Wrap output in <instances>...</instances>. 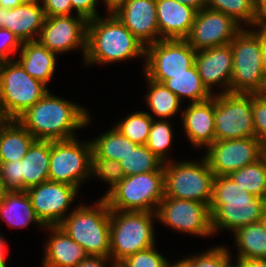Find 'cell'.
I'll return each instance as SVG.
<instances>
[{
	"mask_svg": "<svg viewBox=\"0 0 266 267\" xmlns=\"http://www.w3.org/2000/svg\"><path fill=\"white\" fill-rule=\"evenodd\" d=\"M88 111L71 101L58 98L49 91L17 120L36 138L58 141L75 138L78 128L90 123Z\"/></svg>",
	"mask_w": 266,
	"mask_h": 267,
	"instance_id": "6da1fadb",
	"label": "cell"
},
{
	"mask_svg": "<svg viewBox=\"0 0 266 267\" xmlns=\"http://www.w3.org/2000/svg\"><path fill=\"white\" fill-rule=\"evenodd\" d=\"M209 207L213 235L219 228L234 233L243 226L264 219L266 199L238 186L229 175H221L214 177Z\"/></svg>",
	"mask_w": 266,
	"mask_h": 267,
	"instance_id": "7a4b0ae2",
	"label": "cell"
},
{
	"mask_svg": "<svg viewBox=\"0 0 266 267\" xmlns=\"http://www.w3.org/2000/svg\"><path fill=\"white\" fill-rule=\"evenodd\" d=\"M146 46L112 13L108 18L98 16L87 23L85 64L111 62L145 57Z\"/></svg>",
	"mask_w": 266,
	"mask_h": 267,
	"instance_id": "3957f363",
	"label": "cell"
},
{
	"mask_svg": "<svg viewBox=\"0 0 266 267\" xmlns=\"http://www.w3.org/2000/svg\"><path fill=\"white\" fill-rule=\"evenodd\" d=\"M88 255L110 257V208L104 198L75 207L58 225Z\"/></svg>",
	"mask_w": 266,
	"mask_h": 267,
	"instance_id": "277c9868",
	"label": "cell"
},
{
	"mask_svg": "<svg viewBox=\"0 0 266 267\" xmlns=\"http://www.w3.org/2000/svg\"><path fill=\"white\" fill-rule=\"evenodd\" d=\"M165 172L152 171L125 176L103 198L110 210L156 213L165 197Z\"/></svg>",
	"mask_w": 266,
	"mask_h": 267,
	"instance_id": "5b68a950",
	"label": "cell"
},
{
	"mask_svg": "<svg viewBox=\"0 0 266 267\" xmlns=\"http://www.w3.org/2000/svg\"><path fill=\"white\" fill-rule=\"evenodd\" d=\"M154 212L110 210V257L120 263L126 257L155 244Z\"/></svg>",
	"mask_w": 266,
	"mask_h": 267,
	"instance_id": "8992f818",
	"label": "cell"
},
{
	"mask_svg": "<svg viewBox=\"0 0 266 267\" xmlns=\"http://www.w3.org/2000/svg\"><path fill=\"white\" fill-rule=\"evenodd\" d=\"M233 69L230 80L231 93L259 94L266 75L261 63L260 37L243 28L230 43Z\"/></svg>",
	"mask_w": 266,
	"mask_h": 267,
	"instance_id": "52a82bcc",
	"label": "cell"
},
{
	"mask_svg": "<svg viewBox=\"0 0 266 267\" xmlns=\"http://www.w3.org/2000/svg\"><path fill=\"white\" fill-rule=\"evenodd\" d=\"M48 90L46 84L31 77L17 61H1L0 102L9 120H17Z\"/></svg>",
	"mask_w": 266,
	"mask_h": 267,
	"instance_id": "ba28073f",
	"label": "cell"
},
{
	"mask_svg": "<svg viewBox=\"0 0 266 267\" xmlns=\"http://www.w3.org/2000/svg\"><path fill=\"white\" fill-rule=\"evenodd\" d=\"M164 172L165 197L199 201L209 206L215 175L205 157L198 163L169 160L164 163Z\"/></svg>",
	"mask_w": 266,
	"mask_h": 267,
	"instance_id": "9c48e42d",
	"label": "cell"
},
{
	"mask_svg": "<svg viewBox=\"0 0 266 267\" xmlns=\"http://www.w3.org/2000/svg\"><path fill=\"white\" fill-rule=\"evenodd\" d=\"M215 141L255 138L252 94H214Z\"/></svg>",
	"mask_w": 266,
	"mask_h": 267,
	"instance_id": "30bf717a",
	"label": "cell"
},
{
	"mask_svg": "<svg viewBox=\"0 0 266 267\" xmlns=\"http://www.w3.org/2000/svg\"><path fill=\"white\" fill-rule=\"evenodd\" d=\"M196 51L186 39H161L145 48L146 78L163 83L172 75L186 73L195 64Z\"/></svg>",
	"mask_w": 266,
	"mask_h": 267,
	"instance_id": "8fae6325",
	"label": "cell"
},
{
	"mask_svg": "<svg viewBox=\"0 0 266 267\" xmlns=\"http://www.w3.org/2000/svg\"><path fill=\"white\" fill-rule=\"evenodd\" d=\"M77 140L51 141L49 180L79 189L82 181L91 176L92 144Z\"/></svg>",
	"mask_w": 266,
	"mask_h": 267,
	"instance_id": "7c38bea8",
	"label": "cell"
},
{
	"mask_svg": "<svg viewBox=\"0 0 266 267\" xmlns=\"http://www.w3.org/2000/svg\"><path fill=\"white\" fill-rule=\"evenodd\" d=\"M156 215L157 220L178 232L199 237L213 234L210 207L206 203L164 197Z\"/></svg>",
	"mask_w": 266,
	"mask_h": 267,
	"instance_id": "4fadbf2b",
	"label": "cell"
},
{
	"mask_svg": "<svg viewBox=\"0 0 266 267\" xmlns=\"http://www.w3.org/2000/svg\"><path fill=\"white\" fill-rule=\"evenodd\" d=\"M206 149L203 157L215 176L229 175L263 157L256 137L214 141Z\"/></svg>",
	"mask_w": 266,
	"mask_h": 267,
	"instance_id": "5bb4252c",
	"label": "cell"
},
{
	"mask_svg": "<svg viewBox=\"0 0 266 267\" xmlns=\"http://www.w3.org/2000/svg\"><path fill=\"white\" fill-rule=\"evenodd\" d=\"M87 23L81 15H62L45 18L37 41L55 54L81 47L84 59L87 51Z\"/></svg>",
	"mask_w": 266,
	"mask_h": 267,
	"instance_id": "9a60e30c",
	"label": "cell"
},
{
	"mask_svg": "<svg viewBox=\"0 0 266 267\" xmlns=\"http://www.w3.org/2000/svg\"><path fill=\"white\" fill-rule=\"evenodd\" d=\"M77 187L47 180L26 190L36 216L46 226H58L78 194Z\"/></svg>",
	"mask_w": 266,
	"mask_h": 267,
	"instance_id": "2e32d148",
	"label": "cell"
},
{
	"mask_svg": "<svg viewBox=\"0 0 266 267\" xmlns=\"http://www.w3.org/2000/svg\"><path fill=\"white\" fill-rule=\"evenodd\" d=\"M243 29L230 16L205 7L196 14L188 43L195 51L230 44L234 37Z\"/></svg>",
	"mask_w": 266,
	"mask_h": 267,
	"instance_id": "e0dca14e",
	"label": "cell"
},
{
	"mask_svg": "<svg viewBox=\"0 0 266 267\" xmlns=\"http://www.w3.org/2000/svg\"><path fill=\"white\" fill-rule=\"evenodd\" d=\"M111 12L145 46L159 40L156 0H126Z\"/></svg>",
	"mask_w": 266,
	"mask_h": 267,
	"instance_id": "ac0fdd59",
	"label": "cell"
},
{
	"mask_svg": "<svg viewBox=\"0 0 266 267\" xmlns=\"http://www.w3.org/2000/svg\"><path fill=\"white\" fill-rule=\"evenodd\" d=\"M195 66L206 88L212 92L215 85L223 87L221 93L230 92L233 54L230 44L196 51Z\"/></svg>",
	"mask_w": 266,
	"mask_h": 267,
	"instance_id": "d6986e66",
	"label": "cell"
},
{
	"mask_svg": "<svg viewBox=\"0 0 266 267\" xmlns=\"http://www.w3.org/2000/svg\"><path fill=\"white\" fill-rule=\"evenodd\" d=\"M159 40L186 39L197 10L177 0H156Z\"/></svg>",
	"mask_w": 266,
	"mask_h": 267,
	"instance_id": "ffe728a7",
	"label": "cell"
},
{
	"mask_svg": "<svg viewBox=\"0 0 266 267\" xmlns=\"http://www.w3.org/2000/svg\"><path fill=\"white\" fill-rule=\"evenodd\" d=\"M181 117L185 133L194 147L205 145L207 148L215 141L214 95L209 100L190 103Z\"/></svg>",
	"mask_w": 266,
	"mask_h": 267,
	"instance_id": "44dd1931",
	"label": "cell"
},
{
	"mask_svg": "<svg viewBox=\"0 0 266 267\" xmlns=\"http://www.w3.org/2000/svg\"><path fill=\"white\" fill-rule=\"evenodd\" d=\"M46 15L39 0H28L15 8H6L5 28L24 42L37 41ZM37 35V36H36Z\"/></svg>",
	"mask_w": 266,
	"mask_h": 267,
	"instance_id": "7402d4cb",
	"label": "cell"
},
{
	"mask_svg": "<svg viewBox=\"0 0 266 267\" xmlns=\"http://www.w3.org/2000/svg\"><path fill=\"white\" fill-rule=\"evenodd\" d=\"M52 235L44 249L43 267H76L88 254L58 226H46Z\"/></svg>",
	"mask_w": 266,
	"mask_h": 267,
	"instance_id": "603a6c76",
	"label": "cell"
},
{
	"mask_svg": "<svg viewBox=\"0 0 266 267\" xmlns=\"http://www.w3.org/2000/svg\"><path fill=\"white\" fill-rule=\"evenodd\" d=\"M51 141L36 140L21 160V191L49 180Z\"/></svg>",
	"mask_w": 266,
	"mask_h": 267,
	"instance_id": "cb8c5ba5",
	"label": "cell"
},
{
	"mask_svg": "<svg viewBox=\"0 0 266 267\" xmlns=\"http://www.w3.org/2000/svg\"><path fill=\"white\" fill-rule=\"evenodd\" d=\"M56 55L38 41H29L22 44L16 61L31 77L48 85L55 71Z\"/></svg>",
	"mask_w": 266,
	"mask_h": 267,
	"instance_id": "d4e9b609",
	"label": "cell"
},
{
	"mask_svg": "<svg viewBox=\"0 0 266 267\" xmlns=\"http://www.w3.org/2000/svg\"><path fill=\"white\" fill-rule=\"evenodd\" d=\"M36 138L18 121L0 127V162L22 160Z\"/></svg>",
	"mask_w": 266,
	"mask_h": 267,
	"instance_id": "484cf974",
	"label": "cell"
},
{
	"mask_svg": "<svg viewBox=\"0 0 266 267\" xmlns=\"http://www.w3.org/2000/svg\"><path fill=\"white\" fill-rule=\"evenodd\" d=\"M0 219H4L10 227H26L29 223H41L35 214L26 191H8L0 202Z\"/></svg>",
	"mask_w": 266,
	"mask_h": 267,
	"instance_id": "4316f807",
	"label": "cell"
},
{
	"mask_svg": "<svg viewBox=\"0 0 266 267\" xmlns=\"http://www.w3.org/2000/svg\"><path fill=\"white\" fill-rule=\"evenodd\" d=\"M237 259H266V222L260 220L234 232Z\"/></svg>",
	"mask_w": 266,
	"mask_h": 267,
	"instance_id": "83f0119b",
	"label": "cell"
},
{
	"mask_svg": "<svg viewBox=\"0 0 266 267\" xmlns=\"http://www.w3.org/2000/svg\"><path fill=\"white\" fill-rule=\"evenodd\" d=\"M163 84L180 100L184 97L190 98L191 103L209 100L214 95L203 84L195 64L187 69L186 73L172 75V78L166 79Z\"/></svg>",
	"mask_w": 266,
	"mask_h": 267,
	"instance_id": "f1b7e54d",
	"label": "cell"
},
{
	"mask_svg": "<svg viewBox=\"0 0 266 267\" xmlns=\"http://www.w3.org/2000/svg\"><path fill=\"white\" fill-rule=\"evenodd\" d=\"M90 141L92 144V153L96 157L115 160L117 162L124 159L132 148L138 146L123 136L116 127Z\"/></svg>",
	"mask_w": 266,
	"mask_h": 267,
	"instance_id": "f546056e",
	"label": "cell"
},
{
	"mask_svg": "<svg viewBox=\"0 0 266 267\" xmlns=\"http://www.w3.org/2000/svg\"><path fill=\"white\" fill-rule=\"evenodd\" d=\"M149 92L145 96L149 109L155 116L167 120L175 115L180 107L181 100L163 83L147 78Z\"/></svg>",
	"mask_w": 266,
	"mask_h": 267,
	"instance_id": "4dcf8cb0",
	"label": "cell"
},
{
	"mask_svg": "<svg viewBox=\"0 0 266 267\" xmlns=\"http://www.w3.org/2000/svg\"><path fill=\"white\" fill-rule=\"evenodd\" d=\"M229 176L249 193L266 199V160L264 157L231 172Z\"/></svg>",
	"mask_w": 266,
	"mask_h": 267,
	"instance_id": "1f68e13d",
	"label": "cell"
},
{
	"mask_svg": "<svg viewBox=\"0 0 266 267\" xmlns=\"http://www.w3.org/2000/svg\"><path fill=\"white\" fill-rule=\"evenodd\" d=\"M206 7L230 16L240 25L241 22L251 27L261 24L254 0H206Z\"/></svg>",
	"mask_w": 266,
	"mask_h": 267,
	"instance_id": "d6a6232c",
	"label": "cell"
},
{
	"mask_svg": "<svg viewBox=\"0 0 266 267\" xmlns=\"http://www.w3.org/2000/svg\"><path fill=\"white\" fill-rule=\"evenodd\" d=\"M125 176L152 171H164V162L146 145H138L120 161Z\"/></svg>",
	"mask_w": 266,
	"mask_h": 267,
	"instance_id": "836d02e7",
	"label": "cell"
},
{
	"mask_svg": "<svg viewBox=\"0 0 266 267\" xmlns=\"http://www.w3.org/2000/svg\"><path fill=\"white\" fill-rule=\"evenodd\" d=\"M153 116L147 112L139 111L131 113L115 127L120 133L137 145H146Z\"/></svg>",
	"mask_w": 266,
	"mask_h": 267,
	"instance_id": "e575fe53",
	"label": "cell"
},
{
	"mask_svg": "<svg viewBox=\"0 0 266 267\" xmlns=\"http://www.w3.org/2000/svg\"><path fill=\"white\" fill-rule=\"evenodd\" d=\"M153 118L151 129L149 132V137L146 143L147 148H149L160 160L164 163L168 162L167 150L170 148L172 143L173 133L171 123L168 120H156Z\"/></svg>",
	"mask_w": 266,
	"mask_h": 267,
	"instance_id": "d590c367",
	"label": "cell"
},
{
	"mask_svg": "<svg viewBox=\"0 0 266 267\" xmlns=\"http://www.w3.org/2000/svg\"><path fill=\"white\" fill-rule=\"evenodd\" d=\"M231 253L225 246L213 247L202 254L185 257L180 261L184 267H228L231 264Z\"/></svg>",
	"mask_w": 266,
	"mask_h": 267,
	"instance_id": "8d00e7d4",
	"label": "cell"
},
{
	"mask_svg": "<svg viewBox=\"0 0 266 267\" xmlns=\"http://www.w3.org/2000/svg\"><path fill=\"white\" fill-rule=\"evenodd\" d=\"M91 175L101 178L102 181L110 185L107 193L125 177L120 162L96 157L93 153L91 154Z\"/></svg>",
	"mask_w": 266,
	"mask_h": 267,
	"instance_id": "74e56055",
	"label": "cell"
},
{
	"mask_svg": "<svg viewBox=\"0 0 266 267\" xmlns=\"http://www.w3.org/2000/svg\"><path fill=\"white\" fill-rule=\"evenodd\" d=\"M120 264L123 267H166L169 261L157 252L154 245L126 257Z\"/></svg>",
	"mask_w": 266,
	"mask_h": 267,
	"instance_id": "f35d334b",
	"label": "cell"
},
{
	"mask_svg": "<svg viewBox=\"0 0 266 267\" xmlns=\"http://www.w3.org/2000/svg\"><path fill=\"white\" fill-rule=\"evenodd\" d=\"M253 121L256 138L266 152V99L260 94H252Z\"/></svg>",
	"mask_w": 266,
	"mask_h": 267,
	"instance_id": "ab89813d",
	"label": "cell"
},
{
	"mask_svg": "<svg viewBox=\"0 0 266 267\" xmlns=\"http://www.w3.org/2000/svg\"><path fill=\"white\" fill-rule=\"evenodd\" d=\"M0 175L8 191H21V160L0 162Z\"/></svg>",
	"mask_w": 266,
	"mask_h": 267,
	"instance_id": "60d3db41",
	"label": "cell"
},
{
	"mask_svg": "<svg viewBox=\"0 0 266 267\" xmlns=\"http://www.w3.org/2000/svg\"><path fill=\"white\" fill-rule=\"evenodd\" d=\"M22 42L10 30L0 28V61L12 60L10 55L21 49Z\"/></svg>",
	"mask_w": 266,
	"mask_h": 267,
	"instance_id": "b9f144b4",
	"label": "cell"
},
{
	"mask_svg": "<svg viewBox=\"0 0 266 267\" xmlns=\"http://www.w3.org/2000/svg\"><path fill=\"white\" fill-rule=\"evenodd\" d=\"M47 17L72 15L71 0H39Z\"/></svg>",
	"mask_w": 266,
	"mask_h": 267,
	"instance_id": "7bdbcfd3",
	"label": "cell"
},
{
	"mask_svg": "<svg viewBox=\"0 0 266 267\" xmlns=\"http://www.w3.org/2000/svg\"><path fill=\"white\" fill-rule=\"evenodd\" d=\"M98 1L99 0H71V6L73 10L77 11L76 14L90 20L100 16L96 8Z\"/></svg>",
	"mask_w": 266,
	"mask_h": 267,
	"instance_id": "ee69618b",
	"label": "cell"
},
{
	"mask_svg": "<svg viewBox=\"0 0 266 267\" xmlns=\"http://www.w3.org/2000/svg\"><path fill=\"white\" fill-rule=\"evenodd\" d=\"M110 259V257L88 255L76 267H106L105 262Z\"/></svg>",
	"mask_w": 266,
	"mask_h": 267,
	"instance_id": "f6af8a7d",
	"label": "cell"
},
{
	"mask_svg": "<svg viewBox=\"0 0 266 267\" xmlns=\"http://www.w3.org/2000/svg\"><path fill=\"white\" fill-rule=\"evenodd\" d=\"M259 30H255L254 32L260 37V43H261V63L263 71L266 75V24H258L257 25Z\"/></svg>",
	"mask_w": 266,
	"mask_h": 267,
	"instance_id": "bcb514c9",
	"label": "cell"
},
{
	"mask_svg": "<svg viewBox=\"0 0 266 267\" xmlns=\"http://www.w3.org/2000/svg\"><path fill=\"white\" fill-rule=\"evenodd\" d=\"M237 267H266V259H236Z\"/></svg>",
	"mask_w": 266,
	"mask_h": 267,
	"instance_id": "7dc6e473",
	"label": "cell"
},
{
	"mask_svg": "<svg viewBox=\"0 0 266 267\" xmlns=\"http://www.w3.org/2000/svg\"><path fill=\"white\" fill-rule=\"evenodd\" d=\"M256 11L261 24H266V0H254Z\"/></svg>",
	"mask_w": 266,
	"mask_h": 267,
	"instance_id": "c3c4849f",
	"label": "cell"
},
{
	"mask_svg": "<svg viewBox=\"0 0 266 267\" xmlns=\"http://www.w3.org/2000/svg\"><path fill=\"white\" fill-rule=\"evenodd\" d=\"M177 1L196 9L197 11L202 10L206 7V0H177Z\"/></svg>",
	"mask_w": 266,
	"mask_h": 267,
	"instance_id": "681fc988",
	"label": "cell"
},
{
	"mask_svg": "<svg viewBox=\"0 0 266 267\" xmlns=\"http://www.w3.org/2000/svg\"><path fill=\"white\" fill-rule=\"evenodd\" d=\"M26 1L28 0H0V7L12 9Z\"/></svg>",
	"mask_w": 266,
	"mask_h": 267,
	"instance_id": "f907efd6",
	"label": "cell"
},
{
	"mask_svg": "<svg viewBox=\"0 0 266 267\" xmlns=\"http://www.w3.org/2000/svg\"><path fill=\"white\" fill-rule=\"evenodd\" d=\"M124 1L126 0H103L105 5L107 6L108 12H111L112 10H114L117 6H119Z\"/></svg>",
	"mask_w": 266,
	"mask_h": 267,
	"instance_id": "816d5d0a",
	"label": "cell"
},
{
	"mask_svg": "<svg viewBox=\"0 0 266 267\" xmlns=\"http://www.w3.org/2000/svg\"><path fill=\"white\" fill-rule=\"evenodd\" d=\"M2 235H0V262H7L6 261V243L5 240L3 239Z\"/></svg>",
	"mask_w": 266,
	"mask_h": 267,
	"instance_id": "f5cc1de1",
	"label": "cell"
},
{
	"mask_svg": "<svg viewBox=\"0 0 266 267\" xmlns=\"http://www.w3.org/2000/svg\"><path fill=\"white\" fill-rule=\"evenodd\" d=\"M6 8L0 7V28H5Z\"/></svg>",
	"mask_w": 266,
	"mask_h": 267,
	"instance_id": "db71d44e",
	"label": "cell"
},
{
	"mask_svg": "<svg viewBox=\"0 0 266 267\" xmlns=\"http://www.w3.org/2000/svg\"><path fill=\"white\" fill-rule=\"evenodd\" d=\"M8 192V190L5 188L3 179L0 175V202L4 198V195Z\"/></svg>",
	"mask_w": 266,
	"mask_h": 267,
	"instance_id": "11a10c76",
	"label": "cell"
},
{
	"mask_svg": "<svg viewBox=\"0 0 266 267\" xmlns=\"http://www.w3.org/2000/svg\"><path fill=\"white\" fill-rule=\"evenodd\" d=\"M8 120L9 119L7 118L5 113L3 112L1 102H0V127L3 126Z\"/></svg>",
	"mask_w": 266,
	"mask_h": 267,
	"instance_id": "9f6ffc18",
	"label": "cell"
},
{
	"mask_svg": "<svg viewBox=\"0 0 266 267\" xmlns=\"http://www.w3.org/2000/svg\"><path fill=\"white\" fill-rule=\"evenodd\" d=\"M259 94L266 99V78H265V81H264V85H263L262 91Z\"/></svg>",
	"mask_w": 266,
	"mask_h": 267,
	"instance_id": "6f0895ef",
	"label": "cell"
},
{
	"mask_svg": "<svg viewBox=\"0 0 266 267\" xmlns=\"http://www.w3.org/2000/svg\"><path fill=\"white\" fill-rule=\"evenodd\" d=\"M166 267H184V265L182 264V262L179 260L177 263L174 264H168Z\"/></svg>",
	"mask_w": 266,
	"mask_h": 267,
	"instance_id": "680465c9",
	"label": "cell"
},
{
	"mask_svg": "<svg viewBox=\"0 0 266 267\" xmlns=\"http://www.w3.org/2000/svg\"><path fill=\"white\" fill-rule=\"evenodd\" d=\"M112 267H123V265L122 264H120V263H113L112 262Z\"/></svg>",
	"mask_w": 266,
	"mask_h": 267,
	"instance_id": "91938a15",
	"label": "cell"
},
{
	"mask_svg": "<svg viewBox=\"0 0 266 267\" xmlns=\"http://www.w3.org/2000/svg\"><path fill=\"white\" fill-rule=\"evenodd\" d=\"M6 263L7 262H0V267H8Z\"/></svg>",
	"mask_w": 266,
	"mask_h": 267,
	"instance_id": "94428289",
	"label": "cell"
},
{
	"mask_svg": "<svg viewBox=\"0 0 266 267\" xmlns=\"http://www.w3.org/2000/svg\"><path fill=\"white\" fill-rule=\"evenodd\" d=\"M264 220L266 222V208H265V212H264Z\"/></svg>",
	"mask_w": 266,
	"mask_h": 267,
	"instance_id": "6125c7cd",
	"label": "cell"
},
{
	"mask_svg": "<svg viewBox=\"0 0 266 267\" xmlns=\"http://www.w3.org/2000/svg\"><path fill=\"white\" fill-rule=\"evenodd\" d=\"M228 267H237L235 264L232 265V263Z\"/></svg>",
	"mask_w": 266,
	"mask_h": 267,
	"instance_id": "be15d7a7",
	"label": "cell"
},
{
	"mask_svg": "<svg viewBox=\"0 0 266 267\" xmlns=\"http://www.w3.org/2000/svg\"><path fill=\"white\" fill-rule=\"evenodd\" d=\"M263 157H264V158H265V160H266V152H264V153H263Z\"/></svg>",
	"mask_w": 266,
	"mask_h": 267,
	"instance_id": "e7e4bbea",
	"label": "cell"
}]
</instances>
